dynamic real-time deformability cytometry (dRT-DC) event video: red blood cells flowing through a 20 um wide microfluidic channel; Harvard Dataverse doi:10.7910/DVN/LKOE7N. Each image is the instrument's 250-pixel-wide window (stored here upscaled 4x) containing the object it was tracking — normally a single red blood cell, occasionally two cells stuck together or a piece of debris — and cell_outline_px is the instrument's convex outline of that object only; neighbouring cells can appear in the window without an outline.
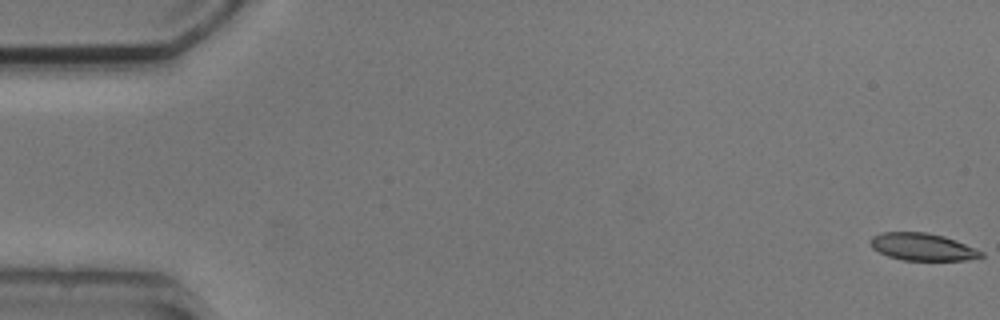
{"species": "common noctule bat (a hibernating species)", "species_latin": "Nyctalus noctula", "temperature_condition": "cold", "stored_images_in_passage": 9, "camera_frame_rate_fps": 3000, "um_per_image_px": 0.085, "animal": {"sex": "male", "body_mass_g": 20.5, "forearm_length_mm": 52.5}, "frame": {"image": 1, "passage_image": 1, "time_ms": 0.0, "image_size_px": [1000, 320], "cell_outline_px": [[984, 256], [964, 260], [904, 260], [888, 256], [872, 248], [868, 240], [872, 236], [880, 232], [928, 232], [944, 236], [956, 240], [984, 252]], "centroid_in_image_um": [78.38, 20.97], "position_along_channel_um": 6.6, "area_um2": 17.69}}
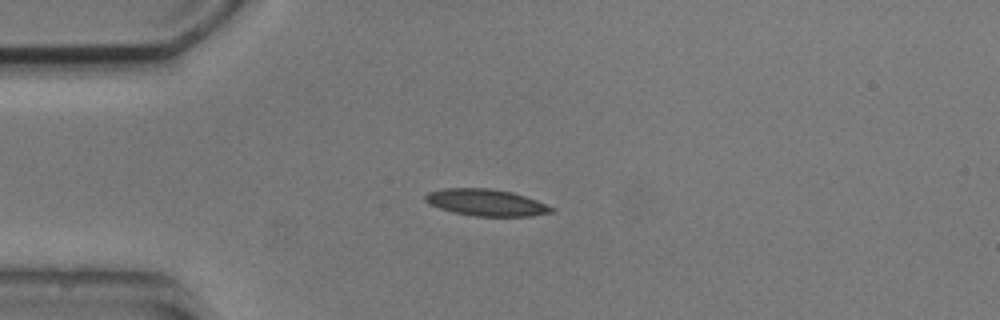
{"frame": {"image": 2, "passage_image": 4, "time_ms": 4.333, "image_size_px": [1000, 320], "cell_outline_px": [[556, 212], [532, 216], [476, 216], [452, 212], [428, 204], [424, 200], [424, 196], [428, 192], [444, 188], [488, 188], [512, 192], [536, 200], [556, 208]], "centroid_in_image_um": [41.33, 17.22], "position_along_channel_um": 43.7, "area_um2": 19.77}}